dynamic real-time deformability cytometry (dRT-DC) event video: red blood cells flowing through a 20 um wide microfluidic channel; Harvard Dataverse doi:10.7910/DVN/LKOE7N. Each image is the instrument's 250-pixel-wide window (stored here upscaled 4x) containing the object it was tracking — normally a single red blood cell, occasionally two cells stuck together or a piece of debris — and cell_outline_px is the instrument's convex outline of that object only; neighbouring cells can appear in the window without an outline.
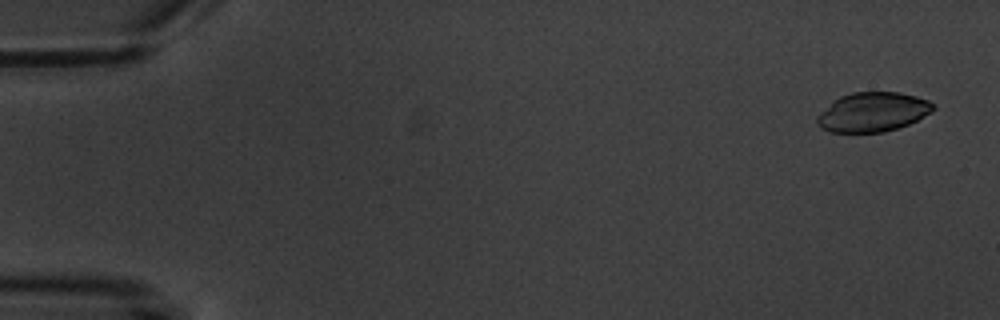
{"species": "common noctule bat (a hibernating species)", "species_latin": "Nyctalus noctula", "temperature_condition": "warm", "stored_images_in_passage": 3, "camera_frame_rate_fps": 3000, "um_per_image_px": 0.085, "animal": {"sex": "male", "body_mass_g": 20.1, "forearm_length_mm": 53.5}, "frame": {"image": 1, "passage_image": 1, "time_ms": 0.0, "image_size_px": [1000, 320], "cell_outline_px": [[936, 108], [932, 112], [908, 124], [884, 132], [832, 132], [820, 128], [816, 124], [816, 116], [832, 100], [840, 96], [852, 92], [900, 92], [916, 96], [928, 100], [936, 104]], "centroid_in_image_um": [74.17, 9.51], "position_along_channel_um": 10.8, "area_um2": 26.88}}